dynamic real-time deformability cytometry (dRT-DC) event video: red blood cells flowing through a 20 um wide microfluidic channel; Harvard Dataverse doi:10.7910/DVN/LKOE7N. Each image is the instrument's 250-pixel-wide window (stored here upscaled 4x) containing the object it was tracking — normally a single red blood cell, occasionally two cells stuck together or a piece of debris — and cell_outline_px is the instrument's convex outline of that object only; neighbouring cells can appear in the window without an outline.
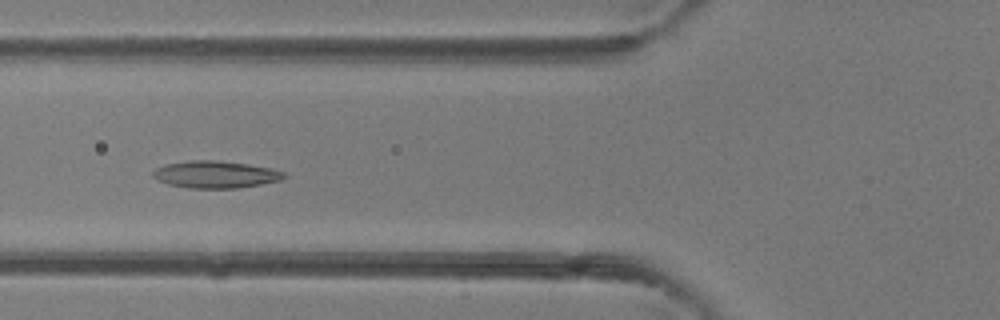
{"species": "common noctule bat (a hibernating species)", "species_latin": "Nyctalus noctula", "temperature_condition": "room temperature", "stored_images_in_passage": 5, "camera_frame_rate_fps": 3000, "um_per_image_px": 0.085, "animal": {"sex": "female"}, "frame": {"image": 1, "passage_image": 5, "time_ms": 5.333, "image_size_px": [1000, 320], "cell_outline_px": [[288, 176], [280, 180], [260, 184], [236, 188], [188, 188], [168, 184], [156, 180], [152, 176], [152, 172], [156, 168], [164, 164], [188, 160], [216, 160], [248, 164], [272, 168], [284, 172]], "centroid_in_image_um": [18.29, 14.82], "position_along_channel_um": 107.5, "area_um2": 20.87}}